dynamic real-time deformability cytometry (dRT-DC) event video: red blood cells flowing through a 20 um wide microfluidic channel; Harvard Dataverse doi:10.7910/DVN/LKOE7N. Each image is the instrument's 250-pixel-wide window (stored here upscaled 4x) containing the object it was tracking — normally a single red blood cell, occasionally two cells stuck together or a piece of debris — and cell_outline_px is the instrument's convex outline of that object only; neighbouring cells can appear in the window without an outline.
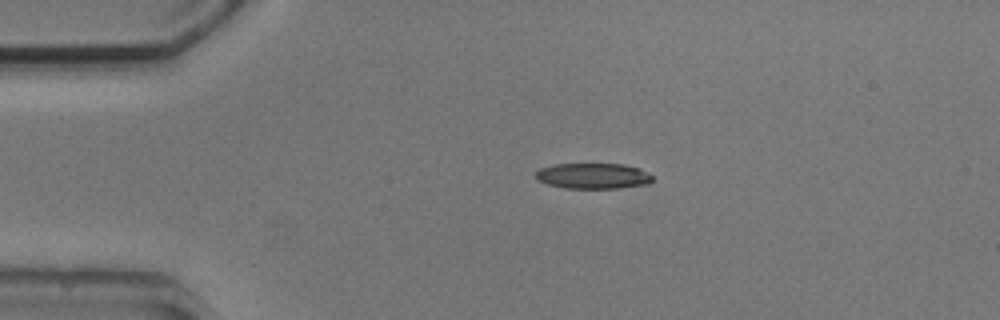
{"species": "common noctule bat (a hibernating species)", "species_latin": "Nyctalus noctula", "temperature_condition": "cold", "stored_images_in_passage": 2, "camera_frame_rate_fps": 3000, "um_per_image_px": 0.085, "animal": {"sex": "male", "body_mass_g": 20.5, "forearm_length_mm": 52.5}, "frame": {"image": 1, "passage_image": 2, "time_ms": 2.0, "image_size_px": [1000, 320], "cell_outline_px": [[652, 180], [648, 184], [620, 188], [564, 188], [548, 184], [536, 180], [536, 172], [540, 168], [552, 164], [624, 164], [648, 172], [652, 176]], "centroid_in_image_um": [50.39, 14.95], "position_along_channel_um": 34.6, "area_um2": 17.46}}